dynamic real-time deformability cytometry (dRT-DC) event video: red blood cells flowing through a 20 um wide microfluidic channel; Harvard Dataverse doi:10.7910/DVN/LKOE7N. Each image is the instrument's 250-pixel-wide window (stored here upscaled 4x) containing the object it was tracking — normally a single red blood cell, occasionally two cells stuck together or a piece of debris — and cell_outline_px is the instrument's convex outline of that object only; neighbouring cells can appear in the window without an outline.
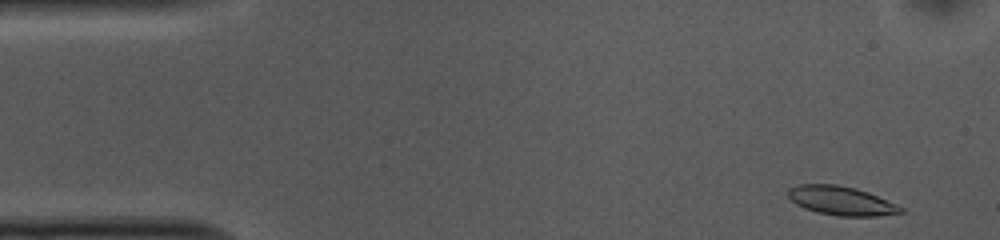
{"species": "common noctule bat (a hibernating species)", "species_latin": "Nyctalus noctula", "temperature_condition": "cold", "stored_images_in_passage": 50, "camera_frame_rate_fps": 3000, "um_per_image_px": 0.085, "animal": {"sex": "female", "body_mass_g": 10.0, "forearm_length_mm": 53.1}, "frame": {"image": 1, "passage_image": 1, "time_ms": 0.0, "image_size_px": [1000, 240], "cell_outline_px": [[904, 212], [876, 216], [840, 216], [816, 212], [804, 208], [796, 204], [788, 196], [788, 188], [800, 184], [836, 184], [856, 188], [868, 192], [896, 204], [904, 208]], "centroid_in_image_um": [71.49, 17.06], "position_along_channel_um": 13.5, "area_um2": 18.96}}
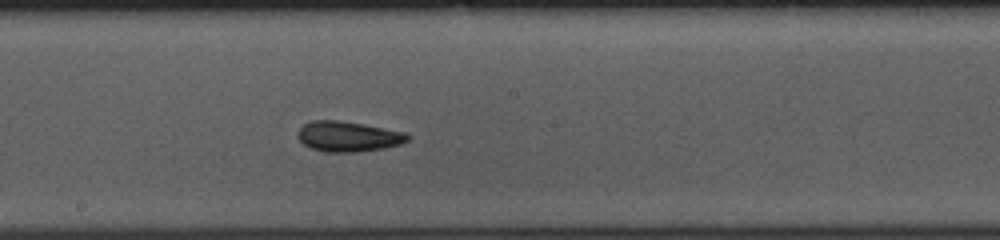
{"frame": {"image": 2, "passage_image": 25, "time_ms": 8.0, "image_size_px": [1000, 240], "cell_outline_px": [[412, 136], [408, 140], [400, 144], [384, 148], [356, 152], [324, 152], [312, 148], [304, 144], [296, 136], [296, 132], [304, 124], [312, 120], [340, 120], [364, 124], [404, 132]], "centroid_in_image_um": [29.58, 11.59], "position_along_channel_um": 218.6, "area_um2": 19.48}}
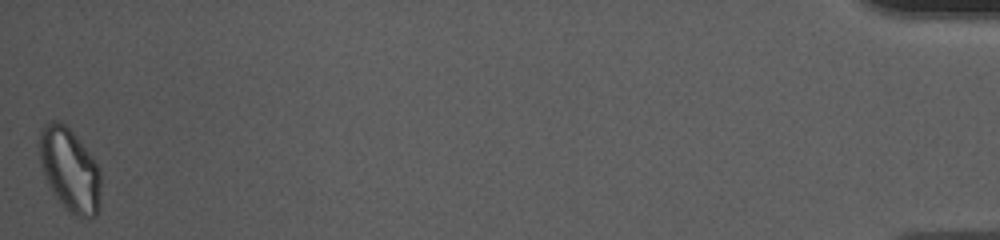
{"frame": {"image": 3, "passage_image": 50, "time_ms": 16.333, "image_size_px": [1000, 240], "cell_outline_px": [[100, 204], [96, 216], [80, 216], [64, 208], [60, 204], [48, 184], [44, 176], [40, 164], [40, 132], [44, 124], [52, 120], [60, 120], [80, 140], [92, 156], [100, 168]], "centroid_in_image_um": [5.93, 14.42], "position_along_channel_um": 429.3, "area_um2": 29.77}, "authors_computed_cell_mechanics": {"area_um2": 19.1318, "velocity_mm_per_s": 3.7276, "shape_relaxation_time_tau1_ms": 6.4721, "shape_relaxation_time_tau2_ms": 4.0823, "deformation_change_tau1": 0.1515, "deformation_change_tau2": 0.1103}}